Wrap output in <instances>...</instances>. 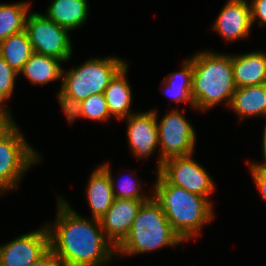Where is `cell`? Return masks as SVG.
Instances as JSON below:
<instances>
[{"label":"cell","instance_id":"6da1fadb","mask_svg":"<svg viewBox=\"0 0 266 266\" xmlns=\"http://www.w3.org/2000/svg\"><path fill=\"white\" fill-rule=\"evenodd\" d=\"M53 224H46L49 246L61 266H106L117 255L100 220L83 218L59 196L58 214Z\"/></svg>","mask_w":266,"mask_h":266},{"label":"cell","instance_id":"7a4b0ae2","mask_svg":"<svg viewBox=\"0 0 266 266\" xmlns=\"http://www.w3.org/2000/svg\"><path fill=\"white\" fill-rule=\"evenodd\" d=\"M151 197L164 211L173 230L185 242L201 236L200 228L213 219L212 202L206 197L169 184L159 173Z\"/></svg>","mask_w":266,"mask_h":266},{"label":"cell","instance_id":"3957f363","mask_svg":"<svg viewBox=\"0 0 266 266\" xmlns=\"http://www.w3.org/2000/svg\"><path fill=\"white\" fill-rule=\"evenodd\" d=\"M193 75L190 96L194 109L209 110L220 102L230 105L237 89L232 68V54L200 51L191 57Z\"/></svg>","mask_w":266,"mask_h":266},{"label":"cell","instance_id":"277c9868","mask_svg":"<svg viewBox=\"0 0 266 266\" xmlns=\"http://www.w3.org/2000/svg\"><path fill=\"white\" fill-rule=\"evenodd\" d=\"M127 64L121 58H90L79 67L62 71L58 101L67 115L78 103L93 94H103L115 74Z\"/></svg>","mask_w":266,"mask_h":266},{"label":"cell","instance_id":"5b68a950","mask_svg":"<svg viewBox=\"0 0 266 266\" xmlns=\"http://www.w3.org/2000/svg\"><path fill=\"white\" fill-rule=\"evenodd\" d=\"M181 242L184 241L151 197L142 204L128 236L116 248V253L122 258V255L145 254L167 246L175 248Z\"/></svg>","mask_w":266,"mask_h":266},{"label":"cell","instance_id":"8992f818","mask_svg":"<svg viewBox=\"0 0 266 266\" xmlns=\"http://www.w3.org/2000/svg\"><path fill=\"white\" fill-rule=\"evenodd\" d=\"M40 157L14 123L0 136V192L18 189L24 172Z\"/></svg>","mask_w":266,"mask_h":266},{"label":"cell","instance_id":"52a82bcc","mask_svg":"<svg viewBox=\"0 0 266 266\" xmlns=\"http://www.w3.org/2000/svg\"><path fill=\"white\" fill-rule=\"evenodd\" d=\"M33 52L69 61L72 56V41L69 30L56 24L44 14L30 12L25 23Z\"/></svg>","mask_w":266,"mask_h":266},{"label":"cell","instance_id":"ba28073f","mask_svg":"<svg viewBox=\"0 0 266 266\" xmlns=\"http://www.w3.org/2000/svg\"><path fill=\"white\" fill-rule=\"evenodd\" d=\"M156 113L157 131L160 145L157 173L161 170L162 162L172 157L193 155L196 144V131L188 119L178 110L169 111L158 123Z\"/></svg>","mask_w":266,"mask_h":266},{"label":"cell","instance_id":"9c48e42d","mask_svg":"<svg viewBox=\"0 0 266 266\" xmlns=\"http://www.w3.org/2000/svg\"><path fill=\"white\" fill-rule=\"evenodd\" d=\"M158 173L169 184L206 197L208 200L215 189L212 178L192 155L166 159Z\"/></svg>","mask_w":266,"mask_h":266},{"label":"cell","instance_id":"30bf717a","mask_svg":"<svg viewBox=\"0 0 266 266\" xmlns=\"http://www.w3.org/2000/svg\"><path fill=\"white\" fill-rule=\"evenodd\" d=\"M49 248V232L45 225L0 246V266H30Z\"/></svg>","mask_w":266,"mask_h":266},{"label":"cell","instance_id":"8fae6325","mask_svg":"<svg viewBox=\"0 0 266 266\" xmlns=\"http://www.w3.org/2000/svg\"><path fill=\"white\" fill-rule=\"evenodd\" d=\"M147 200L117 199L100 219L106 238L117 248L128 236L142 204Z\"/></svg>","mask_w":266,"mask_h":266},{"label":"cell","instance_id":"7c38bea8","mask_svg":"<svg viewBox=\"0 0 266 266\" xmlns=\"http://www.w3.org/2000/svg\"><path fill=\"white\" fill-rule=\"evenodd\" d=\"M128 143L137 158H147L159 145L156 113L153 110L135 113L125 118Z\"/></svg>","mask_w":266,"mask_h":266},{"label":"cell","instance_id":"4fadbf2b","mask_svg":"<svg viewBox=\"0 0 266 266\" xmlns=\"http://www.w3.org/2000/svg\"><path fill=\"white\" fill-rule=\"evenodd\" d=\"M248 2L229 0L220 10L212 29L218 32L224 41L229 42L249 36L252 22Z\"/></svg>","mask_w":266,"mask_h":266},{"label":"cell","instance_id":"5bb4252c","mask_svg":"<svg viewBox=\"0 0 266 266\" xmlns=\"http://www.w3.org/2000/svg\"><path fill=\"white\" fill-rule=\"evenodd\" d=\"M234 82L237 88L266 83V52L251 51L232 55Z\"/></svg>","mask_w":266,"mask_h":266},{"label":"cell","instance_id":"9a60e30c","mask_svg":"<svg viewBox=\"0 0 266 266\" xmlns=\"http://www.w3.org/2000/svg\"><path fill=\"white\" fill-rule=\"evenodd\" d=\"M127 70L128 64H125L111 79L103 93L110 116H114L119 120L135 114L130 111L132 90L126 77Z\"/></svg>","mask_w":266,"mask_h":266},{"label":"cell","instance_id":"2e32d148","mask_svg":"<svg viewBox=\"0 0 266 266\" xmlns=\"http://www.w3.org/2000/svg\"><path fill=\"white\" fill-rule=\"evenodd\" d=\"M86 187V196L92 218L101 219L115 200L109 174L98 166L92 171Z\"/></svg>","mask_w":266,"mask_h":266},{"label":"cell","instance_id":"e0dca14e","mask_svg":"<svg viewBox=\"0 0 266 266\" xmlns=\"http://www.w3.org/2000/svg\"><path fill=\"white\" fill-rule=\"evenodd\" d=\"M241 118L264 116L266 118V83L237 88L229 105Z\"/></svg>","mask_w":266,"mask_h":266},{"label":"cell","instance_id":"ac0fdd59","mask_svg":"<svg viewBox=\"0 0 266 266\" xmlns=\"http://www.w3.org/2000/svg\"><path fill=\"white\" fill-rule=\"evenodd\" d=\"M88 8V0H53L45 16L70 31L86 22Z\"/></svg>","mask_w":266,"mask_h":266},{"label":"cell","instance_id":"d6986e66","mask_svg":"<svg viewBox=\"0 0 266 266\" xmlns=\"http://www.w3.org/2000/svg\"><path fill=\"white\" fill-rule=\"evenodd\" d=\"M61 63L57 58L33 52L19 75L23 74L32 84L45 85L62 79Z\"/></svg>","mask_w":266,"mask_h":266},{"label":"cell","instance_id":"ffe728a7","mask_svg":"<svg viewBox=\"0 0 266 266\" xmlns=\"http://www.w3.org/2000/svg\"><path fill=\"white\" fill-rule=\"evenodd\" d=\"M33 53L26 31L10 35L0 42V56L19 73Z\"/></svg>","mask_w":266,"mask_h":266},{"label":"cell","instance_id":"44dd1931","mask_svg":"<svg viewBox=\"0 0 266 266\" xmlns=\"http://www.w3.org/2000/svg\"><path fill=\"white\" fill-rule=\"evenodd\" d=\"M182 65L181 71L172 72L163 79L162 86L166 87L164 90L166 89L169 98L171 97L177 103L188 102L194 108V102L190 96L193 75L191 58L185 60Z\"/></svg>","mask_w":266,"mask_h":266},{"label":"cell","instance_id":"7402d4cb","mask_svg":"<svg viewBox=\"0 0 266 266\" xmlns=\"http://www.w3.org/2000/svg\"><path fill=\"white\" fill-rule=\"evenodd\" d=\"M30 3L18 2L13 4L0 3V42L13 34L25 30Z\"/></svg>","mask_w":266,"mask_h":266},{"label":"cell","instance_id":"603a6c76","mask_svg":"<svg viewBox=\"0 0 266 266\" xmlns=\"http://www.w3.org/2000/svg\"><path fill=\"white\" fill-rule=\"evenodd\" d=\"M82 117L93 121H106L111 118L107 108V102L104 94H93L85 100L78 103L67 115L69 123H73L75 119Z\"/></svg>","mask_w":266,"mask_h":266},{"label":"cell","instance_id":"cb8c5ba5","mask_svg":"<svg viewBox=\"0 0 266 266\" xmlns=\"http://www.w3.org/2000/svg\"><path fill=\"white\" fill-rule=\"evenodd\" d=\"M108 174L112 186V190L114 193V197L117 199H134V200H149L150 196H145L140 193L141 184H138L136 180L130 178H126L121 180L120 184L114 182V177L112 176L111 168L109 167V163L100 165ZM117 187V188H116Z\"/></svg>","mask_w":266,"mask_h":266},{"label":"cell","instance_id":"d4e9b609","mask_svg":"<svg viewBox=\"0 0 266 266\" xmlns=\"http://www.w3.org/2000/svg\"><path fill=\"white\" fill-rule=\"evenodd\" d=\"M19 75L5 60L0 56V105L5 103L13 94L15 78ZM5 101V102H4Z\"/></svg>","mask_w":266,"mask_h":266},{"label":"cell","instance_id":"484cf974","mask_svg":"<svg viewBox=\"0 0 266 266\" xmlns=\"http://www.w3.org/2000/svg\"><path fill=\"white\" fill-rule=\"evenodd\" d=\"M253 180L262 195V198L266 200V165L261 163H248Z\"/></svg>","mask_w":266,"mask_h":266},{"label":"cell","instance_id":"4316f807","mask_svg":"<svg viewBox=\"0 0 266 266\" xmlns=\"http://www.w3.org/2000/svg\"><path fill=\"white\" fill-rule=\"evenodd\" d=\"M250 14L252 25L256 18L259 20V27L266 25V0H252L250 2Z\"/></svg>","mask_w":266,"mask_h":266},{"label":"cell","instance_id":"83f0119b","mask_svg":"<svg viewBox=\"0 0 266 266\" xmlns=\"http://www.w3.org/2000/svg\"><path fill=\"white\" fill-rule=\"evenodd\" d=\"M30 266H61L55 252L49 248L39 259Z\"/></svg>","mask_w":266,"mask_h":266},{"label":"cell","instance_id":"f1b7e54d","mask_svg":"<svg viewBox=\"0 0 266 266\" xmlns=\"http://www.w3.org/2000/svg\"><path fill=\"white\" fill-rule=\"evenodd\" d=\"M13 124L14 119L11 116L10 110L7 106L0 105V136L3 135Z\"/></svg>","mask_w":266,"mask_h":266},{"label":"cell","instance_id":"f546056e","mask_svg":"<svg viewBox=\"0 0 266 266\" xmlns=\"http://www.w3.org/2000/svg\"><path fill=\"white\" fill-rule=\"evenodd\" d=\"M262 147H263V162H262V165H266V124H265V127H264V133H263V140H262ZM265 161V163H264Z\"/></svg>","mask_w":266,"mask_h":266}]
</instances>
